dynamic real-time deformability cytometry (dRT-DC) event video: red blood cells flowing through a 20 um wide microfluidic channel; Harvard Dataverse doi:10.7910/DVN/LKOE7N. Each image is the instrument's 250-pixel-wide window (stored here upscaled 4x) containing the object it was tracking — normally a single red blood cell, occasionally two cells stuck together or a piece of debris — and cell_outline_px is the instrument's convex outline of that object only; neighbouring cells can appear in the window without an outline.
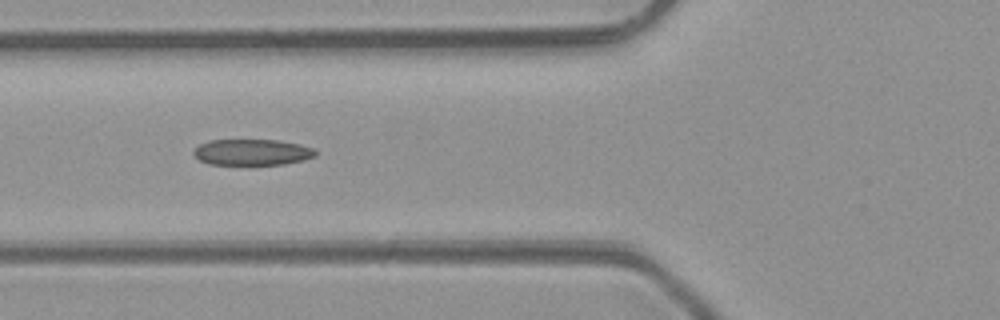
{"species": "common noctule bat (a hibernating species)", "species_latin": "Nyctalus noctula", "temperature_condition": "room temperature", "stored_images_in_passage": 4, "camera_frame_rate_fps": 3000, "um_per_image_px": 0.085, "animal": {"sex": "male", "body_mass_g": 23.1, "forearm_length_mm": 52.7}, "frame": {"image": 1, "passage_image": 4, "time_ms": 3.333, "image_size_px": [1000, 320], "cell_outline_px": [[316, 156], [304, 160], [284, 164], [248, 168], [208, 164], [200, 160], [192, 152], [200, 144], [208, 140], [280, 140], [300, 144], [312, 148], [316, 152]], "centroid_in_image_um": [21.42, 12.99], "position_along_channel_um": 104.4, "area_um2": 19.54}}